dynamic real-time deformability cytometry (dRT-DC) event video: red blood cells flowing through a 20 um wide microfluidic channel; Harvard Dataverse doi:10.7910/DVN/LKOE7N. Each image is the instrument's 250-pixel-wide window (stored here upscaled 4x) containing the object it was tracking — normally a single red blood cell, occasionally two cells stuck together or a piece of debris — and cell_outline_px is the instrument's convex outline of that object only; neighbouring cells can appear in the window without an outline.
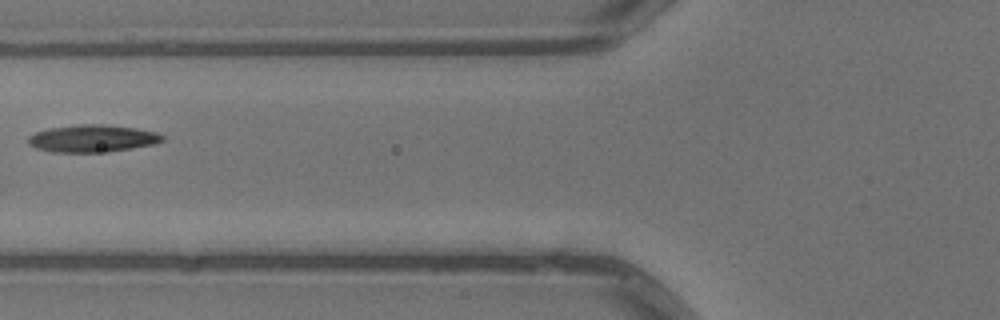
{"species": "common noctule bat (a hibernating species)", "species_latin": "Nyctalus noctula", "temperature_condition": "warm", "stored_images_in_passage": 2, "camera_frame_rate_fps": 3000, "um_per_image_px": 0.085, "animal": {"sex": "male", "body_mass_g": 13.3}, "frame": {"image": 1, "passage_image": 2, "time_ms": 0.333, "image_size_px": [1000, 320], "cell_outline_px": [[164, 140], [152, 144], [132, 148], [108, 152], [52, 152], [36, 148], [28, 144], [28, 136], [36, 132], [48, 128], [76, 124], [104, 124], [136, 128], [156, 132], [164, 136]], "centroid_in_image_um": [7.83, 11.76], "position_along_channel_um": 118.0, "area_um2": 21.44}}